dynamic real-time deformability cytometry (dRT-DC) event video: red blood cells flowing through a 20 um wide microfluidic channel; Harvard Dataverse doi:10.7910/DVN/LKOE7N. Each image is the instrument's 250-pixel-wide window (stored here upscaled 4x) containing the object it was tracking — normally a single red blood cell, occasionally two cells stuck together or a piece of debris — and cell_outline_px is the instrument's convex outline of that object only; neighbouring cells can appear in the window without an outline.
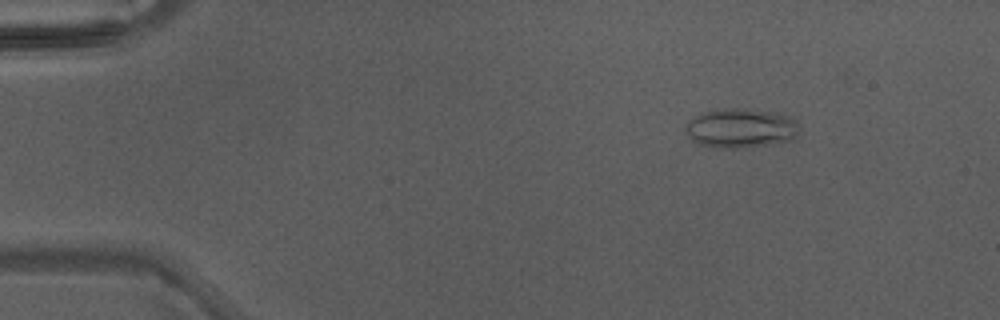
{"species": "Egyptian fruit bat (a non-hibernating species)", "species_latin": "Rousettus aegyptiacus", "temperature_condition": "warm", "stored_images_in_passage": 42, "camera_frame_rate_fps": 3000, "um_per_image_px": 0.085, "animal": {"sex": "male"}, "frame": {"image": 1, "passage_image": 7, "time_ms": 2.0, "image_size_px": [1000, 320], "cell_outline_px": [[796, 132], [788, 140], [748, 148], [720, 148], [700, 144], [692, 140], [684, 132], [684, 128], [688, 120], [692, 116], [700, 112], [724, 108], [740, 108], [768, 112], [788, 116], [796, 120]], "centroid_in_image_um": [62.83, 10.89], "position_along_channel_um": 22.2, "area_um2": 25.89}}
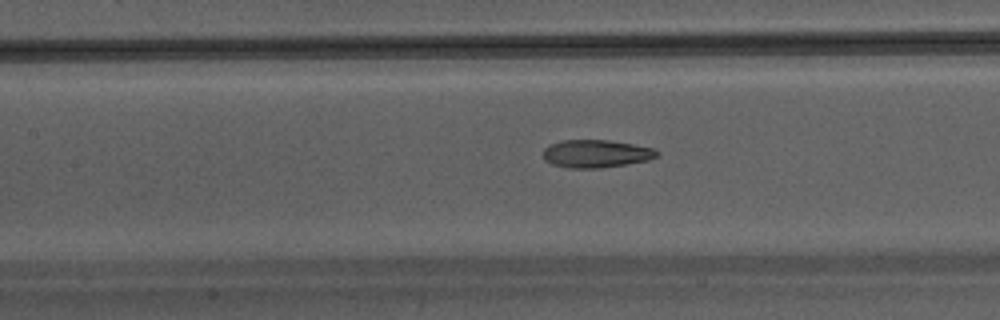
{"frame": {"image": 2, "passage_image": 22, "time_ms": 7.0, "image_size_px": [1000, 320], "cell_outline_px": [[660, 152], [656, 156], [648, 160], [624, 164], [596, 168], [568, 168], [552, 164], [544, 160], [544, 148], [548, 144], [560, 140], [608, 140], [632, 144], [652, 148]], "centroid_in_image_um": [50.61, 13.05], "position_along_channel_um": 156.8, "area_um2": 18.32}}
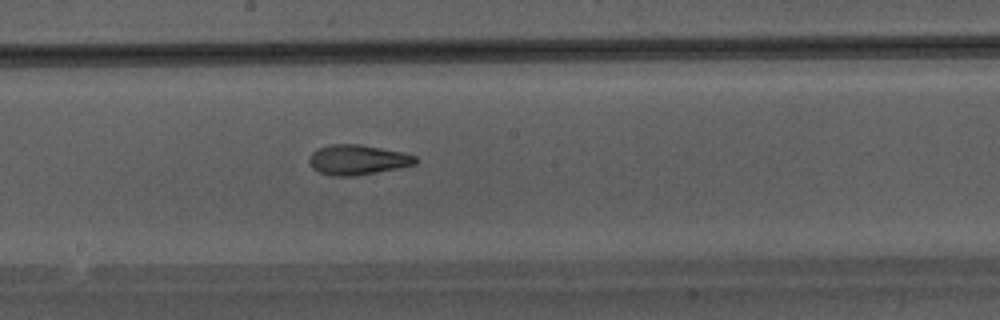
{"frame": {"image": 3, "passage_image": 26, "time_ms": 8.333, "image_size_px": [1000, 320], "cell_outline_px": [[420, 160], [416, 164], [376, 172], [352, 176], [332, 176], [320, 172], [312, 168], [308, 160], [312, 152], [320, 148], [332, 144], [360, 144], [404, 152], [416, 156]], "centroid_in_image_um": [30.42, 13.57], "position_along_channel_um": 217.8, "area_um2": 18.55}}